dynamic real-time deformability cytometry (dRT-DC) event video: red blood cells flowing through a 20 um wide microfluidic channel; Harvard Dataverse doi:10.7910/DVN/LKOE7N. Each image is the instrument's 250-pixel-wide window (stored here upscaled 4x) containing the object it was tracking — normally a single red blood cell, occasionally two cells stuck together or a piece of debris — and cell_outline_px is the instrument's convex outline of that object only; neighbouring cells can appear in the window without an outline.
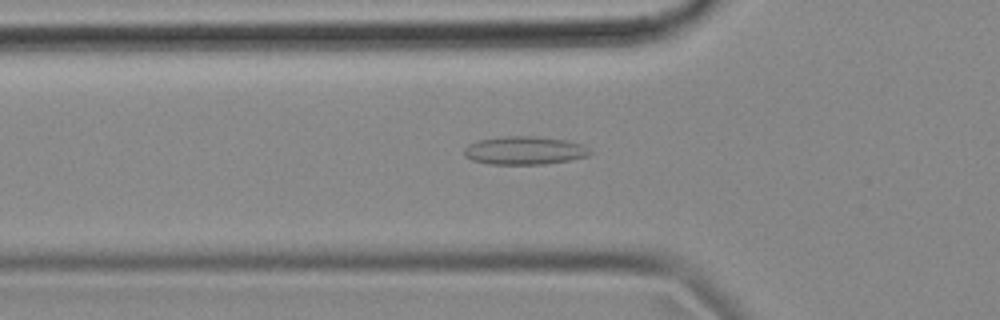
{"species": "common noctule bat (a hibernating species)", "species_latin": "Nyctalus noctula", "temperature_condition": "cold", "stored_images_in_passage": 49, "camera_frame_rate_fps": 3000, "um_per_image_px": 0.085, "animal": {"sex": "female", "body_mass_g": 18.4}, "frame": {"image": 1, "passage_image": 17, "time_ms": 5.333, "image_size_px": [1000, 320], "cell_outline_px": [[592, 152], [588, 156], [568, 160], [544, 164], [492, 164], [472, 160], [464, 156], [464, 148], [468, 144], [476, 140], [500, 136], [532, 136], [564, 140], [580, 144], [588, 148]], "centroid_in_image_um": [44.53, 12.78], "position_along_channel_um": 81.3, "area_um2": 20.63}}
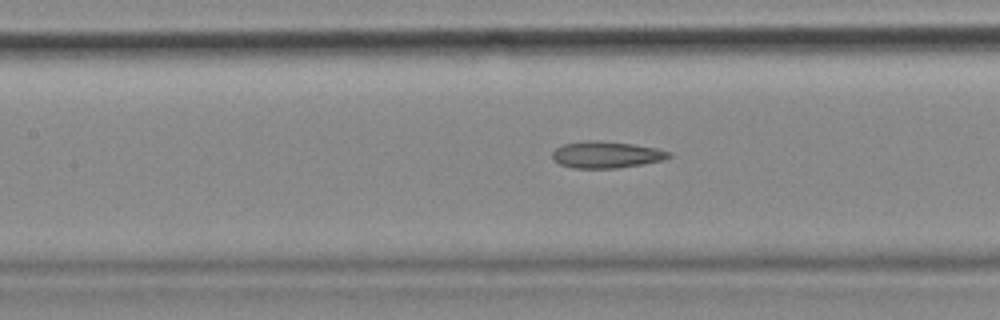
{"frame": {"image": 2, "passage_image": 23, "time_ms": 7.333, "image_size_px": [1000, 320], "cell_outline_px": [[672, 156], [664, 160], [616, 168], [572, 168], [560, 164], [552, 156], [552, 152], [556, 148], [564, 144], [584, 140], [600, 140], [632, 144], [656, 148], [672, 152]], "centroid_in_image_um": [51.55, 13.14], "position_along_channel_um": 155.9, "area_um2": 18.09}}
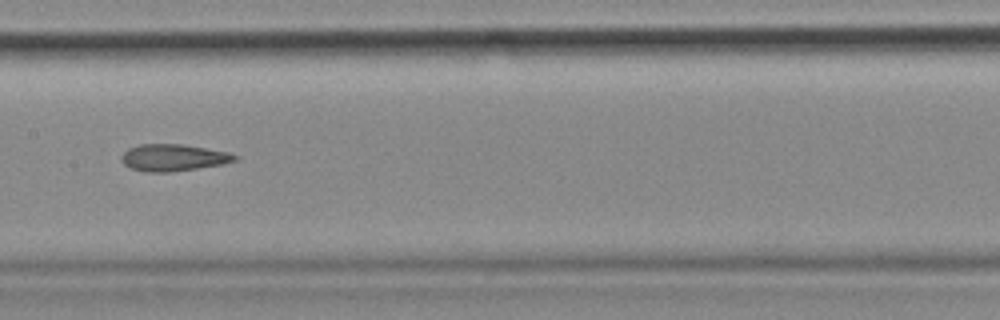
{"frame": {"image": 3, "passage_image": 26, "time_ms": 8.333, "image_size_px": [1000, 320], "cell_outline_px": [[240, 156], [236, 160], [220, 164], [196, 168], [168, 172], [144, 172], [132, 168], [124, 164], [120, 160], [120, 156], [128, 148], [140, 144], [184, 144], [232, 152]], "centroid_in_image_um": [14.74, 13.38], "position_along_channel_um": 192.7, "area_um2": 17.86}, "authors_computed_cell_mechanics": {"area_um2": 18.1492, "velocity_mm_per_s": 3.7017, "shape_relaxation_time_tau1_ms": null, "shape_relaxation_time_tau2_ms": 3.0965, "deformation_change_tau1": null, "deformation_change_tau2": 0.123}}